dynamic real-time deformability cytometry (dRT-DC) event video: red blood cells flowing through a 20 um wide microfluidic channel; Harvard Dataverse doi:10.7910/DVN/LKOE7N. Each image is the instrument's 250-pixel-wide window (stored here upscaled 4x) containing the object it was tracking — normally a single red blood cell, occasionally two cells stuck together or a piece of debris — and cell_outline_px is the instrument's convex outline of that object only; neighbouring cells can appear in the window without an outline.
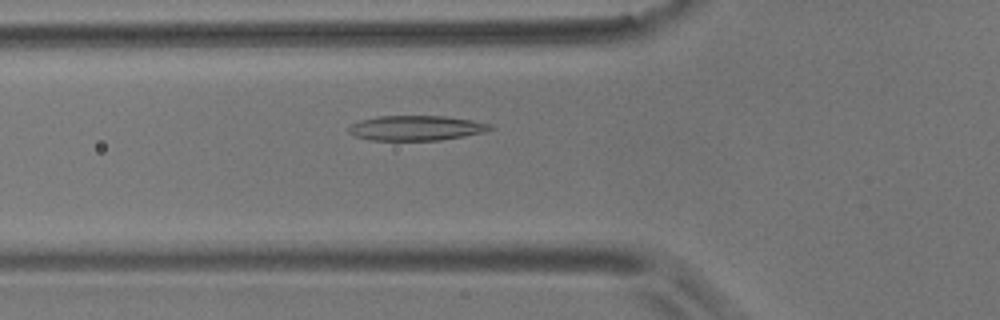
{"species": "common noctule bat (a hibernating species)", "species_latin": "Nyctalus noctula", "temperature_condition": "room temperature", "stored_images_in_passage": 43, "camera_frame_rate_fps": 3000, "um_per_image_px": 0.085, "animal": {"sex": "male", "body_mass_g": 17.9}, "frame": {"image": 1, "passage_image": 11, "time_ms": 3.333, "image_size_px": [1000, 320], "cell_outline_px": [[496, 128], [484, 132], [464, 136], [440, 140], [372, 140], [356, 136], [348, 132], [348, 128], [352, 124], [360, 120], [376, 116], [448, 116], [472, 120], [492, 124]], "centroid_in_image_um": [35.42, 10.87], "position_along_channel_um": 90.4, "area_um2": 20.63}}
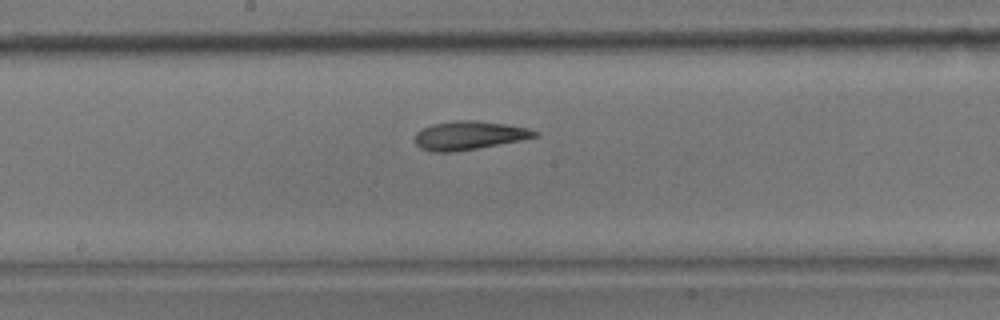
{"frame": {"image": 2, "passage_image": 21, "time_ms": 6.667, "image_size_px": [1000, 320], "cell_outline_px": [[540, 136], [520, 140], [476, 148], [452, 152], [432, 152], [420, 148], [412, 140], [416, 132], [432, 124], [456, 120], [476, 120], [508, 124], [528, 128], [540, 132]], "centroid_in_image_um": [39.86, 11.5], "position_along_channel_um": 208.3, "area_um2": 20.11}}
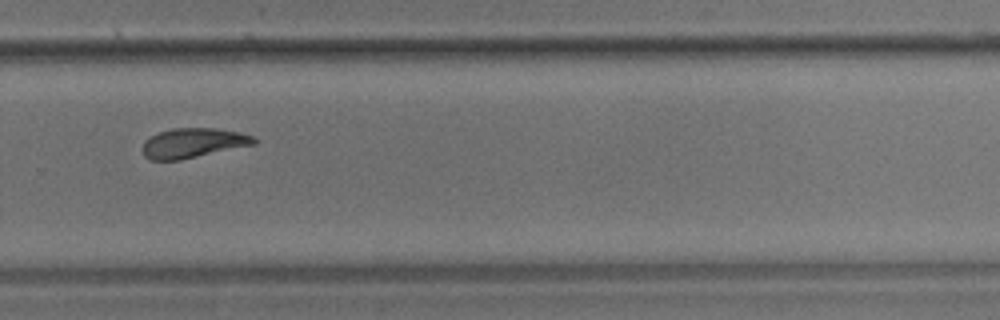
{"frame": {"image": 3, "passage_image": 30, "time_ms": 9.667, "image_size_px": [1000, 320], "cell_outline_px": [[260, 140], [256, 144], [180, 160], [148, 160], [144, 156], [140, 148], [144, 140], [160, 132], [172, 128], [216, 128], [240, 132], [252, 136]], "centroid_in_image_um": [16.4, 12.16], "position_along_channel_um": 313.4, "area_um2": 19.54}, "authors_computed_cell_mechanics": {"area_um2": 19.4786, "velocity_mm_per_s": 3.5143, "shape_relaxation_time_tau1_ms": 6.1096, "shape_relaxation_time_tau2_ms": 3.0366, "deformation_change_tau1": 0.1675, "deformation_change_tau2": 0.0675}}